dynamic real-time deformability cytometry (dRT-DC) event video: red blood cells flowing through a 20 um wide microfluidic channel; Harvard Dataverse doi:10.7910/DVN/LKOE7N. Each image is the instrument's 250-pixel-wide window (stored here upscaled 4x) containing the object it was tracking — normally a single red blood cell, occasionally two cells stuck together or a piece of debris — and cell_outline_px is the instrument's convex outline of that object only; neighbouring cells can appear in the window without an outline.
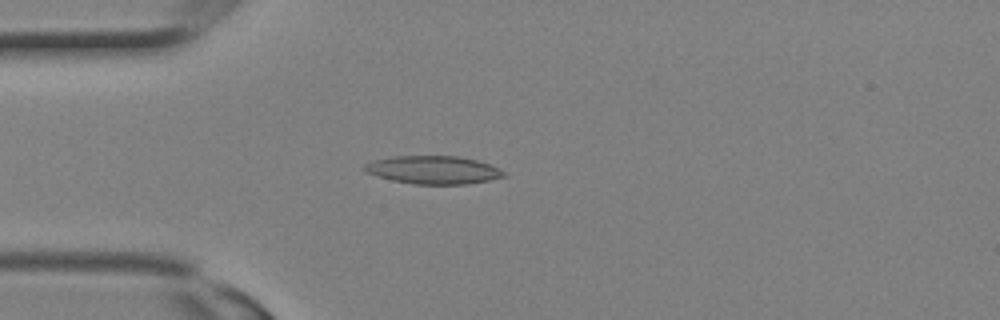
{"species": "Egyptian fruit bat (a non-hibernating species)", "species_latin": "Rousettus aegyptiacus", "temperature_condition": "room temperature", "stored_images_in_passage": 2, "camera_frame_rate_fps": 3000, "um_per_image_px": 0.085, "animal": {"sex": "female"}, "frame": {"image": 1, "passage_image": 2, "time_ms": 0.333, "image_size_px": [1000, 320], "cell_outline_px": [[508, 176], [468, 184], [412, 184], [392, 180], [376, 176], [364, 172], [360, 168], [364, 164], [372, 160], [392, 156], [460, 156], [476, 160], [500, 168]], "centroid_in_image_um": [36.78, 14.44], "position_along_channel_um": 48.2, "area_um2": 23.06}}